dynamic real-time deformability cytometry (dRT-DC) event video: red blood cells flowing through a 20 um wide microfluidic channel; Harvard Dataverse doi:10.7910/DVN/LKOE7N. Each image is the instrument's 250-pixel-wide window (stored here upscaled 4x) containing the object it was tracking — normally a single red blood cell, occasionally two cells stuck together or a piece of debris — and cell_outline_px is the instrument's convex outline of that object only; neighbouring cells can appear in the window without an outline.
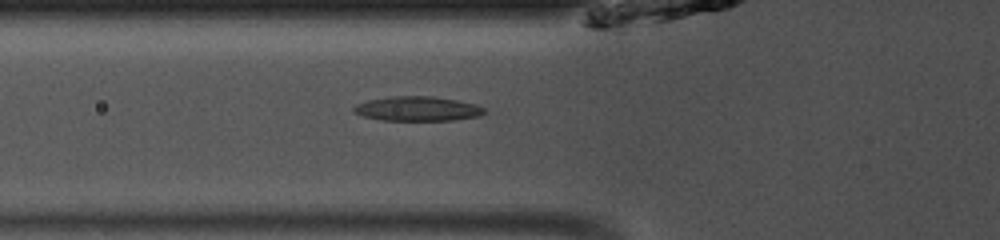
{"species": "common noctule bat (a hibernating species)", "species_latin": "Nyctalus noctula", "temperature_condition": "room temperature", "stored_images_in_passage": 38, "camera_frame_rate_fps": 3000, "um_per_image_px": 0.085, "animal": {"sex": "male", "body_mass_g": 13.0, "forearm_length_mm": 53.1}, "frame": {"image": 1, "passage_image": 7, "time_ms": 2.0, "image_size_px": [1000, 240], "cell_outline_px": [[484, 112], [480, 116], [452, 120], [380, 120], [364, 116], [352, 112], [352, 108], [356, 104], [368, 100], [392, 96], [432, 96], [456, 100], [476, 104], [484, 108]], "centroid_in_image_um": [35.46, 9.24], "position_along_channel_um": 90.3, "area_um2": 18.61}}
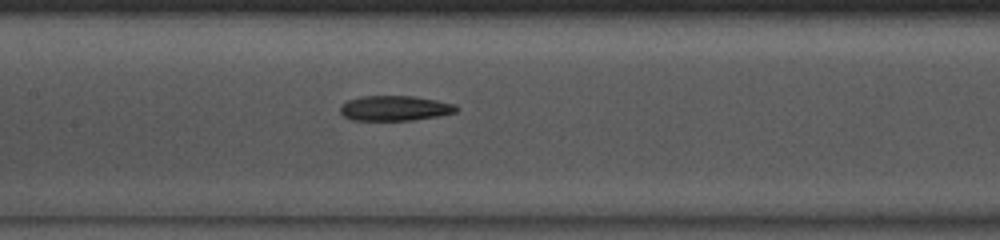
{"frame": {"image": 2, "passage_image": 13, "time_ms": 4.0, "image_size_px": [1000, 240], "cell_outline_px": [[460, 108], [456, 112], [440, 116], [412, 120], [352, 120], [344, 116], [340, 112], [340, 108], [348, 100], [364, 96], [416, 96], [456, 104]], "centroid_in_image_um": [33.62, 9.2], "position_along_channel_um": 173.8, "area_um2": 16.99}}
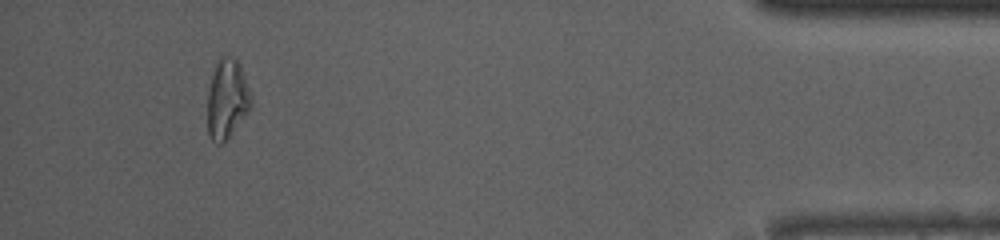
{"frame": {"image": 3, "passage_image": 35, "time_ms": 11.333, "image_size_px": [1000, 240], "cell_outline_px": [[252, 104], [248, 112], [228, 140], [224, 144], [216, 144], [208, 136], [208, 92], [212, 64], [220, 56], [232, 56], [240, 64], [252, 96]], "centroid_in_image_um": [19.29, 8.41], "position_along_channel_um": 415.9, "area_um2": 20.87}}